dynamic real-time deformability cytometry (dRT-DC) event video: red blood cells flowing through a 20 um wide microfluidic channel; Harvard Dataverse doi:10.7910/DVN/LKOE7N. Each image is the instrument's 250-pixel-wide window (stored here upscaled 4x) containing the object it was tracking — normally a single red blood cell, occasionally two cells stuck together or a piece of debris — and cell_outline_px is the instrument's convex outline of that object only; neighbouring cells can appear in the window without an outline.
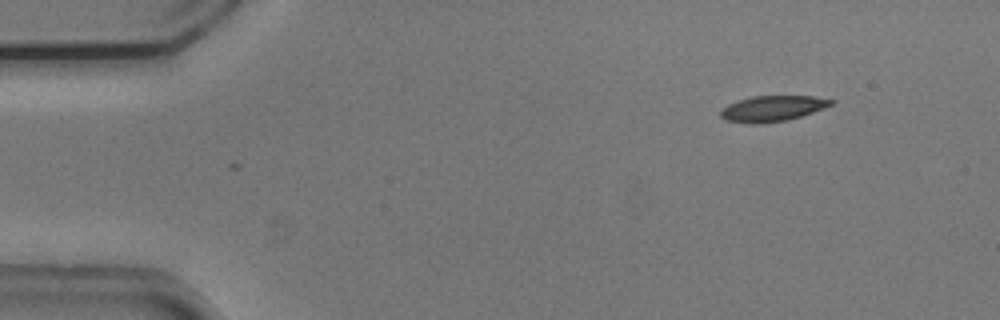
{"species": "common noctule bat (a hibernating species)", "species_latin": "Nyctalus noctula", "temperature_condition": "cold", "stored_images_in_passage": 2, "camera_frame_rate_fps": 3000, "um_per_image_px": 0.085, "animal": {"sex": "male", "body_mass_g": 20.5, "forearm_length_mm": 52.5}, "frame": {"image": 1, "passage_image": 1, "time_ms": 0.0, "image_size_px": [1000, 320], "cell_outline_px": [[836, 100], [832, 104], [812, 112], [788, 120], [760, 124], [752, 124], [724, 120], [720, 116], [720, 112], [728, 104], [752, 96], [812, 96]], "centroid_in_image_um": [65.64, 9.23], "position_along_channel_um": 19.4, "area_um2": 16.42}}